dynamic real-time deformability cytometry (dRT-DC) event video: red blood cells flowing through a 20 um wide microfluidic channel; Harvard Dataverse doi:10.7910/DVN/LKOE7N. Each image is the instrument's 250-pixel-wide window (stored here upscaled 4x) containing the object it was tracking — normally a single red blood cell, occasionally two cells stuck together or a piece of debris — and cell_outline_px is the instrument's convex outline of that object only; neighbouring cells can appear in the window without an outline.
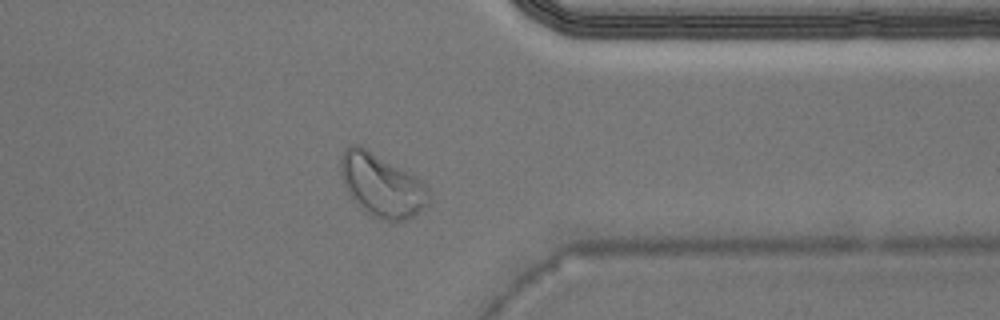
{"species": "Egyptian fruit bat (a non-hibernating species)", "species_latin": "Rousettus aegyptiacus", "temperature_condition": "warm", "stored_images_in_passage": 32, "camera_frame_rate_fps": 3000, "um_per_image_px": 0.085, "animal": {"sex": "male"}, "frame": {"image": 1, "passage_image": 23, "time_ms": 7.333, "image_size_px": [1000, 320], "cell_outline_px": [[432, 200], [424, 208], [412, 216], [404, 220], [380, 220], [372, 216], [360, 208], [348, 192], [344, 184], [340, 172], [340, 164], [344, 148], [348, 144], [360, 144], [420, 180], [432, 192]], "centroid_in_image_um": [32.44, 15.75], "position_along_channel_um": 379.0, "area_um2": 32.25}}